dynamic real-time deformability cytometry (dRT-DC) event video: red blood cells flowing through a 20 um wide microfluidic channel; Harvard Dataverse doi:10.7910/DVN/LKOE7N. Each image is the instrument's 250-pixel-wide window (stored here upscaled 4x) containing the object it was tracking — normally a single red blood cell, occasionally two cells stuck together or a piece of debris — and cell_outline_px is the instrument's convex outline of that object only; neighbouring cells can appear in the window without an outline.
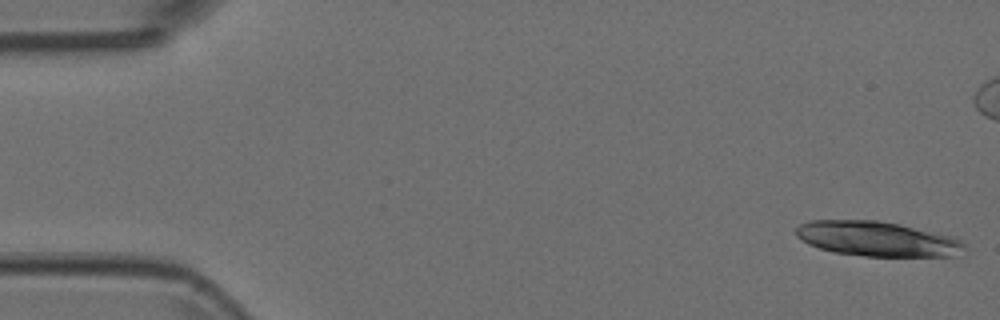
{"species": "Egyptian fruit bat (a non-hibernating species)", "species_latin": "Rousettus aegyptiacus", "temperature_condition": "room temperature", "stored_images_in_passage": 2, "camera_frame_rate_fps": 3000, "um_per_image_px": 0.085, "animal": {"sex": "female"}, "frame": {"image": 1, "passage_image": 1, "time_ms": 0.0, "image_size_px": [1000, 320], "cell_outline_px": [[968, 252], [960, 256], [864, 256], [836, 252], [820, 248], [808, 244], [800, 240], [796, 236], [796, 228], [800, 224], [808, 220], [880, 220], [900, 224], [952, 236], [960, 240], [968, 248]], "centroid_in_image_um": [74.61, 20.3], "position_along_channel_um": 10.4, "area_um2": 34.56}}